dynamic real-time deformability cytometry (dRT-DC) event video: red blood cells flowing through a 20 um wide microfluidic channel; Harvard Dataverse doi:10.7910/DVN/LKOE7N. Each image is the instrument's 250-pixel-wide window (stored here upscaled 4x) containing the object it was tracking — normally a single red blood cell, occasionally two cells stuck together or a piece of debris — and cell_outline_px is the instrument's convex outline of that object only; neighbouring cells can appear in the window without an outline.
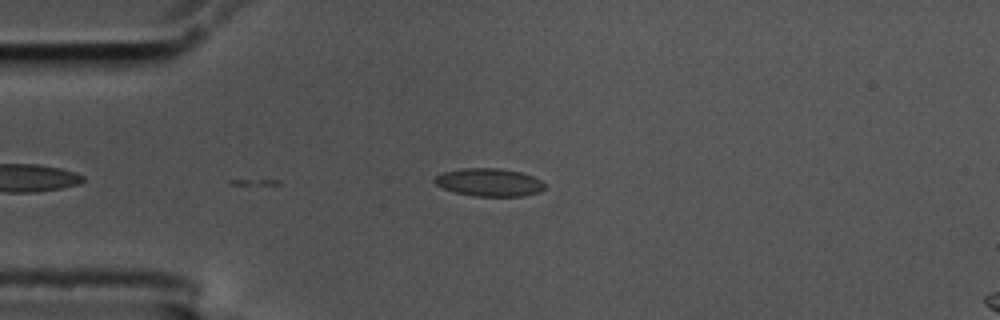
{"species": "common noctule bat (a hibernating species)", "species_latin": "Nyctalus noctula", "temperature_condition": "cold", "stored_images_in_passage": 2, "camera_frame_rate_fps": 3000, "um_per_image_px": 0.085, "animal": {"sex": "male", "body_mass_g": 17.5, "forearm_length_mm": 52.3}, "frame": {"image": 1, "passage_image": 2, "time_ms": 0.333, "image_size_px": [1000, 320], "cell_outline_px": [[544, 188], [540, 192], [524, 196], [472, 196], [456, 192], [444, 188], [436, 184], [432, 180], [436, 176], [444, 172], [464, 168], [500, 168], [520, 172], [532, 176], [540, 180], [544, 184]], "centroid_in_image_um": [41.58, 15.5], "position_along_channel_um": 43.4, "area_um2": 17.8}}